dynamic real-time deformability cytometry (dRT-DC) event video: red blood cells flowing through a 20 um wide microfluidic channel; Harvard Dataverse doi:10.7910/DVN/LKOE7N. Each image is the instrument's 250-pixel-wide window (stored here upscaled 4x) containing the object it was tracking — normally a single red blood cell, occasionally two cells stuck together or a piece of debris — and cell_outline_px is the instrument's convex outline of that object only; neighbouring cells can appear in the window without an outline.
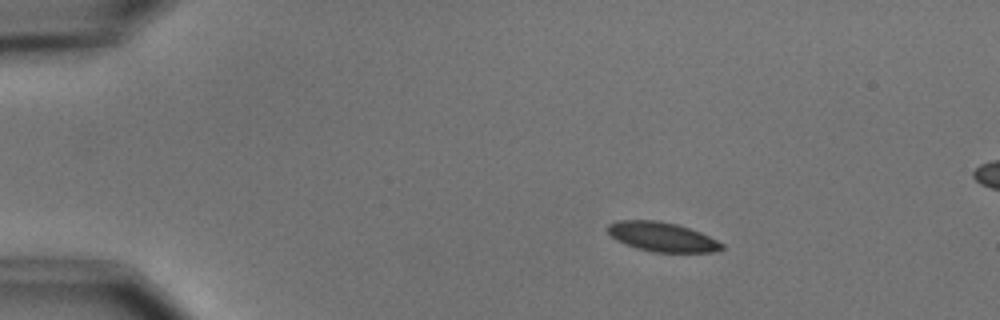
{"species": "common noctule bat (a hibernating species)", "species_latin": "Nyctalus noctula", "temperature_condition": "cold", "stored_images_in_passage": 5, "segment_of_instrument_passage": [1, 2], "camera_frame_rate_fps": 3000, "um_per_image_px": 0.085, "animal": {"sex": "male", "body_mass_g": 15.6}, "frame": {"image": 1, "passage_image": 2, "time_ms": 1.333, "image_size_px": [1000, 320], "cell_outline_px": [[724, 248], [712, 252], [652, 252], [636, 248], [616, 240], [604, 228], [608, 224], [620, 220], [656, 220], [676, 224], [700, 232], [724, 244]], "centroid_in_image_um": [56.24, 20.13], "position_along_channel_um": 28.8, "area_um2": 19.48}}